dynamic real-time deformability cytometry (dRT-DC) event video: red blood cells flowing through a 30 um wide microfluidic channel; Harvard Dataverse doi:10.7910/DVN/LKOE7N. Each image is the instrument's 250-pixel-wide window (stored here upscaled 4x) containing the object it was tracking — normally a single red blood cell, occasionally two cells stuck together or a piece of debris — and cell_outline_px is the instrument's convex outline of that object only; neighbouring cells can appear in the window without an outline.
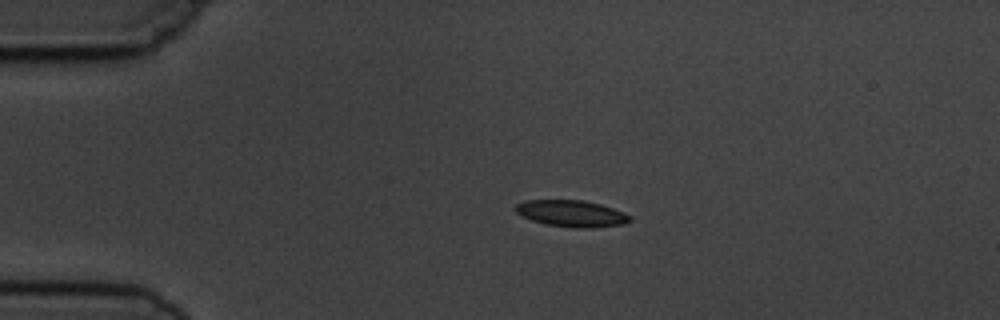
{"species": "common noctule bat (a hibernating species)", "species_latin": "Nyctalus noctula", "temperature_condition": "cold", "stored_images_in_passage": 2, "camera_frame_rate_fps": 3000, "um_per_image_px": 0.085, "animal": {"sex": "male", "body_mass_g": 19.5, "forearm_length_mm": 54.6}, "frame": {"image": 1, "passage_image": 1, "time_ms": 0.0, "image_size_px": [1000, 320], "cell_outline_px": [[632, 220], [624, 224], [592, 228], [572, 228], [544, 224], [532, 220], [516, 212], [512, 208], [516, 204], [524, 200], [584, 200], [600, 204], [624, 212], [632, 216]], "centroid_in_image_um": [48.58, 18.15], "position_along_channel_um": 36.4, "area_um2": 17.92}}